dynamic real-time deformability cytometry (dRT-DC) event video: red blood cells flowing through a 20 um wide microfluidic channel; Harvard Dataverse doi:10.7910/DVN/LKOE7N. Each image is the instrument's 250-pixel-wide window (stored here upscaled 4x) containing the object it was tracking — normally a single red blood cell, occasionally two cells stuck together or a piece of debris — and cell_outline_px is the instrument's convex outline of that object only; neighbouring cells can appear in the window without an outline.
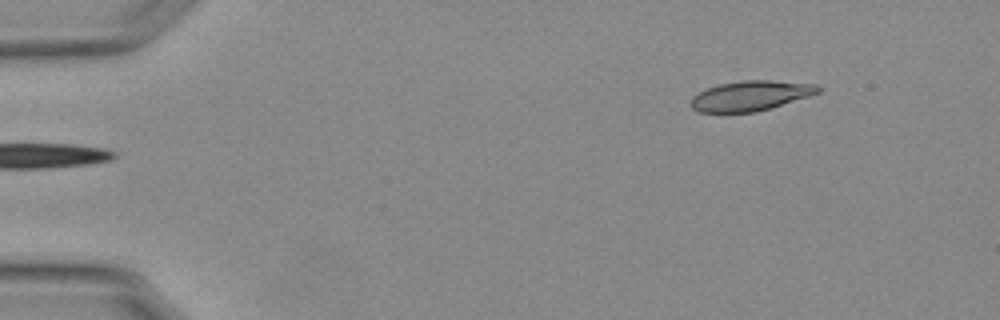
{"species": "Egyptian fruit bat (a non-hibernating species)", "species_latin": "Rousettus aegyptiacus", "temperature_condition": "warm", "stored_images_in_passage": 48, "camera_frame_rate_fps": 3000, "um_per_image_px": 0.085, "animal": {"sex": "female"}, "frame": {"image": 1, "passage_image": 1, "time_ms": 0.0, "image_size_px": [1000, 320], "cell_outline_px": [[820, 92], [808, 96], [756, 112], [700, 112], [692, 108], [692, 96], [696, 92], [732, 68], [816, 84], [820, 88]], "centroid_in_image_um": [63.69, 7.86], "position_along_channel_um": 21.3, "area_um2": 26.76}}
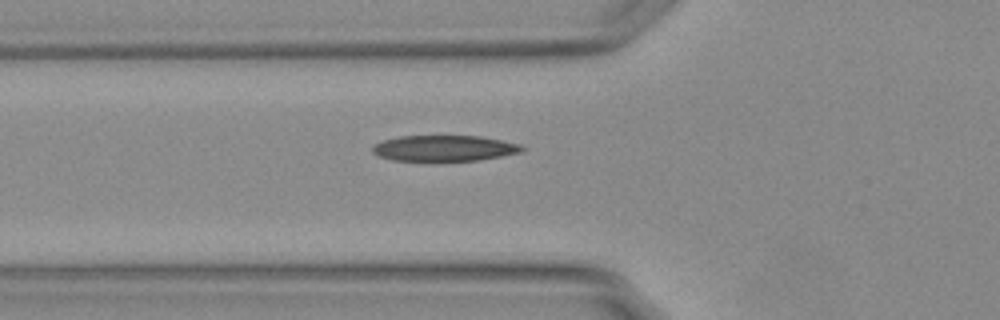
{"frame": {"image": 2, "passage_image": 14, "time_ms": 4.333, "image_size_px": [1000, 320], "cell_outline_px": [[528, 148], [520, 152], [480, 160], [392, 160], [380, 156], [372, 152], [372, 148], [376, 144], [384, 140], [400, 136], [480, 136], [520, 144]], "centroid_in_image_um": [37.79, 12.59], "position_along_channel_um": 88.0, "area_um2": 22.2}}
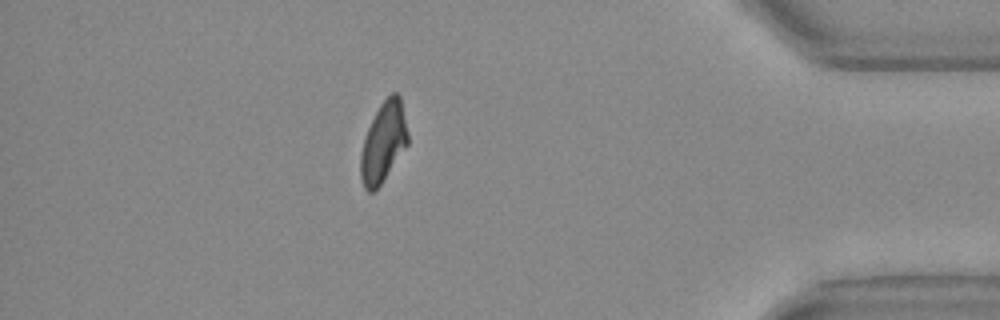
{"frame": {"image": 3, "passage_image": 42, "time_ms": 13.667, "image_size_px": [1000, 320], "cell_outline_px": [[408, 144], [380, 184], [372, 192], [368, 192], [364, 188], [360, 176], [360, 156], [364, 140], [368, 128], [380, 104], [392, 92], [396, 92], [400, 96], [408, 132]], "centroid_in_image_um": [32.59, 12.08], "position_along_channel_um": 402.6, "area_um2": 21.68}, "authors_computed_cell_mechanics": {"area_um2": 22.8599, "velocity_mm_per_s": 3.7834, "shape_relaxation_time_tau1_ms": 4.3498, "shape_relaxation_time_tau2_ms": 1.9033, "deformation_change_tau1": 0.1818, "deformation_change_tau2": 0.0971}}